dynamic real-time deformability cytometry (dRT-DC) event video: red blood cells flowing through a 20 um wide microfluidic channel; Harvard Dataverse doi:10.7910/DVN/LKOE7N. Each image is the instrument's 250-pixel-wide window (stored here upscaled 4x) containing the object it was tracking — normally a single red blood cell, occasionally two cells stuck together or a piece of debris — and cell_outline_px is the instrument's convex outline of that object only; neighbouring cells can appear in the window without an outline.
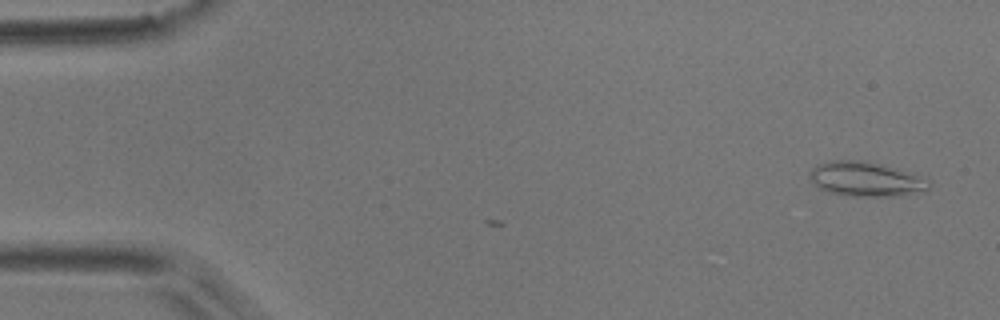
{"species": "common noctule bat (a hibernating species)", "species_latin": "Nyctalus noctula", "temperature_condition": "room temperature", "stored_images_in_passage": 5, "camera_frame_rate_fps": 3000, "um_per_image_px": 0.085, "animal": {"sex": "male", "body_mass_g": 17.9}, "frame": {"image": 1, "passage_image": 1, "time_ms": 0.0, "image_size_px": [1000, 320], "cell_outline_px": [[932, 184], [928, 188], [896, 196], [852, 196], [828, 192], [820, 188], [808, 176], [812, 168], [816, 164], [832, 160], [864, 160], [896, 168], [928, 180]], "centroid_in_image_um": [73.52, 15.21], "position_along_channel_um": 11.5, "area_um2": 23.58}}